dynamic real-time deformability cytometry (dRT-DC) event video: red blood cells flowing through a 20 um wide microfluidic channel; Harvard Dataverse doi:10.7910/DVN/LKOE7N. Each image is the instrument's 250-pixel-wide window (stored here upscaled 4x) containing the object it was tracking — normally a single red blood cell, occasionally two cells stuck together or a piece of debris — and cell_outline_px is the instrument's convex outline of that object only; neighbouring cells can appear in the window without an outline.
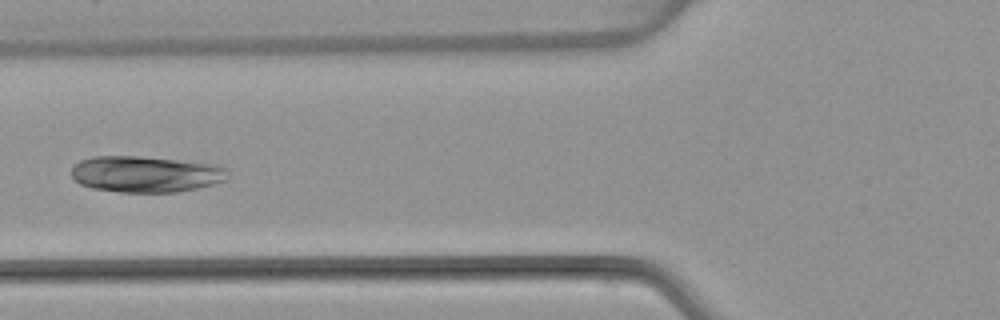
{"species": "common noctule bat (a hibernating species)", "species_latin": "Nyctalus noctula", "temperature_condition": "warm", "stored_images_in_passage": 5, "camera_frame_rate_fps": 3000, "um_per_image_px": 0.085, "animal": {"sex": "female", "body_mass_g": 22.7, "forearm_length_mm": 54.2}, "frame": {"image": 1, "passage_image": 5, "time_ms": 5.0, "image_size_px": [1000, 320], "cell_outline_px": [[228, 176], [224, 180], [212, 184], [196, 188], [176, 192], [120, 192], [92, 188], [80, 184], [72, 176], [72, 168], [80, 160], [92, 156], [140, 156], [220, 164], [228, 168]], "centroid_in_image_um": [12.41, 14.79], "position_along_channel_um": 113.4, "area_um2": 33.18}}